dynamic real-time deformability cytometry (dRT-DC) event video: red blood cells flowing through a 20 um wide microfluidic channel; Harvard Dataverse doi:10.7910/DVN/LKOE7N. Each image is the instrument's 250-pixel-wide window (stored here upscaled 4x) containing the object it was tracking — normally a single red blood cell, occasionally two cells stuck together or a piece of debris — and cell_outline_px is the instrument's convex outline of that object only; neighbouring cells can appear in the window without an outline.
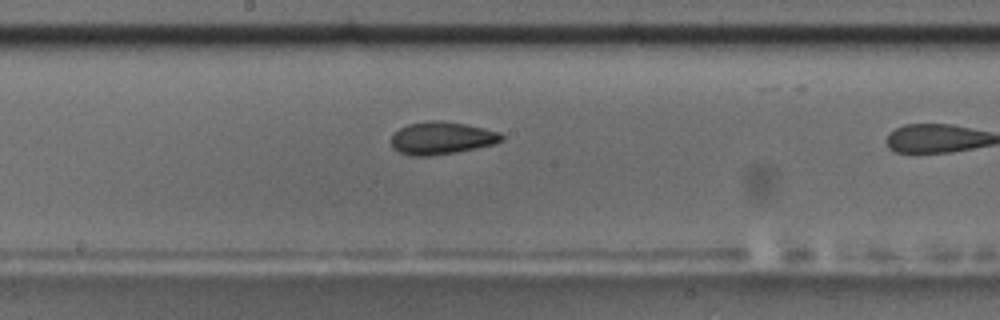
{"species": "common noctule bat (a hibernating species)", "species_latin": "Nyctalus noctula", "temperature_condition": "room temperature", "stored_images_in_passage": 9, "camera_frame_rate_fps": 3000, "um_per_image_px": 0.085, "animal": {"sex": "male", "body_mass_g": 17.5, "forearm_length_mm": 52.3}, "frame": {"image": 1, "passage_image": 9, "time_ms": 9.667, "image_size_px": [1000, 320], "cell_outline_px": [[504, 140], [492, 144], [476, 148], [456, 152], [432, 156], [408, 156], [392, 148], [392, 132], [408, 124], [428, 120], [444, 120], [484, 128], [500, 132], [504, 136]], "centroid_in_image_um": [37.51, 11.73], "position_along_channel_um": 210.7, "area_um2": 21.15}}